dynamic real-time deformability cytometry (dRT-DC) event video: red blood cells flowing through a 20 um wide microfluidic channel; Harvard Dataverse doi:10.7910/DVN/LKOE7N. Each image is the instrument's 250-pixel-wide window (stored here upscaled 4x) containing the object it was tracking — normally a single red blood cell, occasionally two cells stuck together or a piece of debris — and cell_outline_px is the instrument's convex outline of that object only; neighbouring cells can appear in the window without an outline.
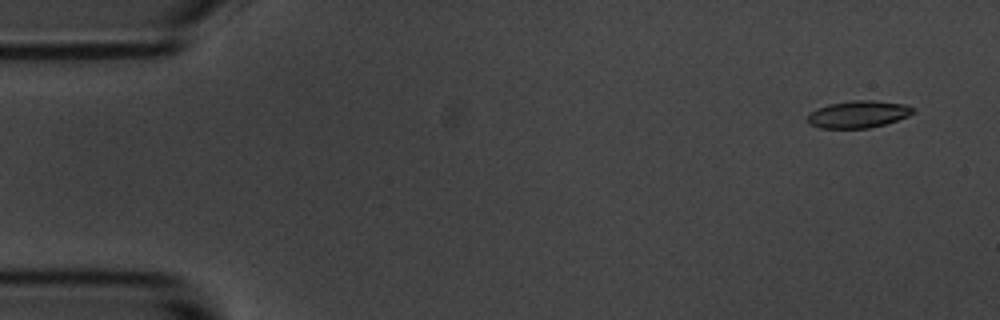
{"species": "common noctule bat (a hibernating species)", "species_latin": "Nyctalus noctula", "temperature_condition": "room temperature", "stored_images_in_passage": 6, "camera_frame_rate_fps": 3000, "um_per_image_px": 0.085, "animal": {"sex": "male", "body_mass_g": 20.1, "forearm_length_mm": 53.5}, "frame": {"image": 1, "passage_image": 1, "time_ms": 0.0, "image_size_px": [1000, 320], "cell_outline_px": [[916, 112], [908, 116], [884, 124], [868, 128], [820, 128], [808, 124], [808, 116], [816, 108], [828, 104], [852, 100], [876, 100], [904, 104], [916, 108]], "centroid_in_image_um": [72.97, 9.7], "position_along_channel_um": 12.0, "area_um2": 16.76}}
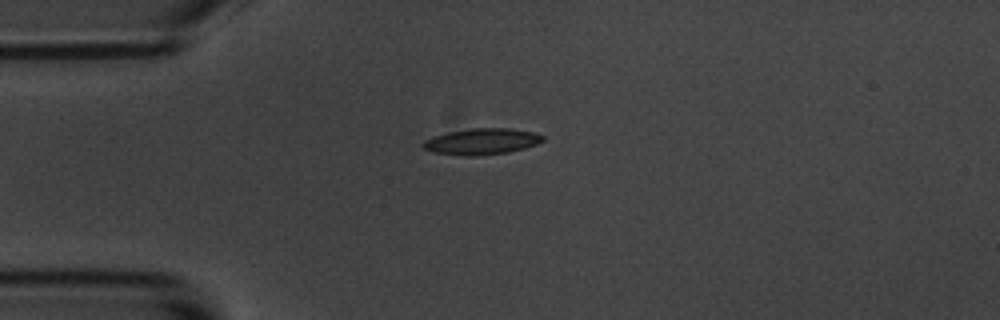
{"frame": {"image": 2, "passage_image": 4, "time_ms": 3.667, "image_size_px": [1000, 320], "cell_outline_px": [[544, 140], [536, 144], [524, 148], [508, 152], [476, 156], [464, 156], [432, 152], [424, 148], [420, 144], [424, 140], [448, 132], [472, 128], [512, 128], [532, 132], [544, 136]], "centroid_in_image_um": [40.93, 12.03], "position_along_channel_um": 44.1, "area_um2": 18.21}}